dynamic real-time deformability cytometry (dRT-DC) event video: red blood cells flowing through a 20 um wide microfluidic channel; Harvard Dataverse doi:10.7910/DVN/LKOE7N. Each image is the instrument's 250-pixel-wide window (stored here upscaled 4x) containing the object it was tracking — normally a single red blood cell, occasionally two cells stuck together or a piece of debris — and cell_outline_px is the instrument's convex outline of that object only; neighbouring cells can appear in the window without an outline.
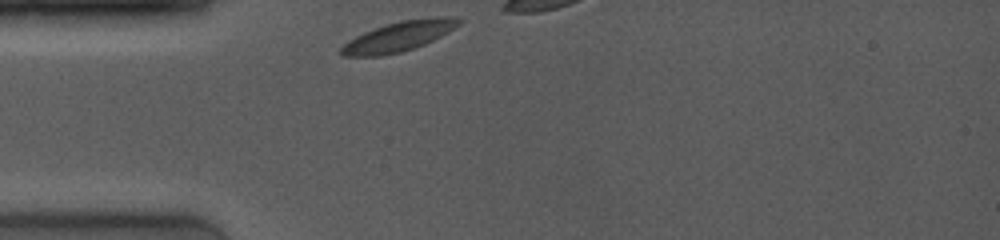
{"species": "common noctule bat (a hibernating species)", "species_latin": "Nyctalus noctula", "temperature_condition": "room temperature", "stored_images_in_passage": 2, "camera_frame_rate_fps": 4000, "um_per_image_px": 0.085, "animal": {"sex": "female", "body_mass_g": 19.0, "forearm_length_mm": 53.3}, "frame": {"image": 1, "passage_image": 1, "time_ms": 0.0, "image_size_px": [1000, 240], "cell_outline_px": [[464, 20], [460, 24], [448, 32], [424, 44], [400, 52], [380, 56], [344, 56], [340, 52], [340, 48], [348, 40], [364, 32], [400, 20], [436, 16], [448, 16]], "centroid_in_image_um": [33.91, 3.08], "position_along_channel_um": 51.1, "area_um2": 20.29}}